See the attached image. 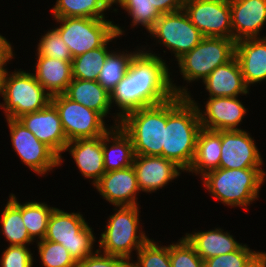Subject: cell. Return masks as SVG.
Masks as SVG:
<instances>
[{"mask_svg": "<svg viewBox=\"0 0 266 267\" xmlns=\"http://www.w3.org/2000/svg\"><path fill=\"white\" fill-rule=\"evenodd\" d=\"M160 54L142 48L134 55L126 76L111 92V104L118 107L112 127L119 126L129 111L161 104L174 95L188 97V87L177 86L170 77V68Z\"/></svg>", "mask_w": 266, "mask_h": 267, "instance_id": "obj_1", "label": "cell"}, {"mask_svg": "<svg viewBox=\"0 0 266 267\" xmlns=\"http://www.w3.org/2000/svg\"><path fill=\"white\" fill-rule=\"evenodd\" d=\"M202 126L195 103L188 97L174 95L167 100L162 156L175 162L184 172L190 168L196 141Z\"/></svg>", "mask_w": 266, "mask_h": 267, "instance_id": "obj_2", "label": "cell"}, {"mask_svg": "<svg viewBox=\"0 0 266 267\" xmlns=\"http://www.w3.org/2000/svg\"><path fill=\"white\" fill-rule=\"evenodd\" d=\"M265 179L264 168H218L203 176L201 182L216 200L232 208L243 207L247 211V206L258 200Z\"/></svg>", "mask_w": 266, "mask_h": 267, "instance_id": "obj_3", "label": "cell"}, {"mask_svg": "<svg viewBox=\"0 0 266 267\" xmlns=\"http://www.w3.org/2000/svg\"><path fill=\"white\" fill-rule=\"evenodd\" d=\"M118 208V209H117ZM105 231L100 235L98 250L104 254L132 261V251L138 250L150 239L141 228L138 206H115ZM140 224V225H139ZM140 226V227H139Z\"/></svg>", "mask_w": 266, "mask_h": 267, "instance_id": "obj_4", "label": "cell"}, {"mask_svg": "<svg viewBox=\"0 0 266 267\" xmlns=\"http://www.w3.org/2000/svg\"><path fill=\"white\" fill-rule=\"evenodd\" d=\"M167 101L124 114L119 126L133 142L135 155L162 156Z\"/></svg>", "mask_w": 266, "mask_h": 267, "instance_id": "obj_5", "label": "cell"}, {"mask_svg": "<svg viewBox=\"0 0 266 267\" xmlns=\"http://www.w3.org/2000/svg\"><path fill=\"white\" fill-rule=\"evenodd\" d=\"M0 95L4 101L0 103V107L6 119H18L25 114L44 109L52 98L33 73L22 69L8 72L1 78Z\"/></svg>", "mask_w": 266, "mask_h": 267, "instance_id": "obj_6", "label": "cell"}, {"mask_svg": "<svg viewBox=\"0 0 266 267\" xmlns=\"http://www.w3.org/2000/svg\"><path fill=\"white\" fill-rule=\"evenodd\" d=\"M81 212H65L55 208L50 215L43 240L60 243L76 263L92 255L96 236Z\"/></svg>", "mask_w": 266, "mask_h": 267, "instance_id": "obj_7", "label": "cell"}, {"mask_svg": "<svg viewBox=\"0 0 266 267\" xmlns=\"http://www.w3.org/2000/svg\"><path fill=\"white\" fill-rule=\"evenodd\" d=\"M236 42L224 37H204L191 51L178 60L179 72L188 83L202 82L218 66L229 62L235 56Z\"/></svg>", "mask_w": 266, "mask_h": 267, "instance_id": "obj_8", "label": "cell"}, {"mask_svg": "<svg viewBox=\"0 0 266 267\" xmlns=\"http://www.w3.org/2000/svg\"><path fill=\"white\" fill-rule=\"evenodd\" d=\"M54 29L68 46L73 58L101 47L115 32V24L109 19L85 17L54 18Z\"/></svg>", "mask_w": 266, "mask_h": 267, "instance_id": "obj_9", "label": "cell"}, {"mask_svg": "<svg viewBox=\"0 0 266 267\" xmlns=\"http://www.w3.org/2000/svg\"><path fill=\"white\" fill-rule=\"evenodd\" d=\"M156 43L163 44L178 60L191 51L204 38L202 33L191 23L185 11L179 10L162 14L149 32Z\"/></svg>", "mask_w": 266, "mask_h": 267, "instance_id": "obj_10", "label": "cell"}, {"mask_svg": "<svg viewBox=\"0 0 266 267\" xmlns=\"http://www.w3.org/2000/svg\"><path fill=\"white\" fill-rule=\"evenodd\" d=\"M51 103L58 110L68 142L103 136L110 129L98 112L70 100L64 94L53 96Z\"/></svg>", "mask_w": 266, "mask_h": 267, "instance_id": "obj_11", "label": "cell"}, {"mask_svg": "<svg viewBox=\"0 0 266 267\" xmlns=\"http://www.w3.org/2000/svg\"><path fill=\"white\" fill-rule=\"evenodd\" d=\"M11 144L21 162L37 175H45L59 167V156L39 141L18 119H6Z\"/></svg>", "mask_w": 266, "mask_h": 267, "instance_id": "obj_12", "label": "cell"}, {"mask_svg": "<svg viewBox=\"0 0 266 267\" xmlns=\"http://www.w3.org/2000/svg\"><path fill=\"white\" fill-rule=\"evenodd\" d=\"M183 10L204 37L233 39L229 0H187Z\"/></svg>", "mask_w": 266, "mask_h": 267, "instance_id": "obj_13", "label": "cell"}, {"mask_svg": "<svg viewBox=\"0 0 266 267\" xmlns=\"http://www.w3.org/2000/svg\"><path fill=\"white\" fill-rule=\"evenodd\" d=\"M247 131L221 130V157L219 168H262L263 159L255 139Z\"/></svg>", "mask_w": 266, "mask_h": 267, "instance_id": "obj_14", "label": "cell"}, {"mask_svg": "<svg viewBox=\"0 0 266 267\" xmlns=\"http://www.w3.org/2000/svg\"><path fill=\"white\" fill-rule=\"evenodd\" d=\"M191 97L188 96L197 107L202 128L216 131L241 130L238 126L247 114L248 108H245L238 97H208L204 102V109Z\"/></svg>", "mask_w": 266, "mask_h": 267, "instance_id": "obj_15", "label": "cell"}, {"mask_svg": "<svg viewBox=\"0 0 266 267\" xmlns=\"http://www.w3.org/2000/svg\"><path fill=\"white\" fill-rule=\"evenodd\" d=\"M18 120L39 141L45 143L59 156V165L64 163L62 153L68 140L63 131L58 110L52 103L44 109L25 114L18 118Z\"/></svg>", "mask_w": 266, "mask_h": 267, "instance_id": "obj_16", "label": "cell"}, {"mask_svg": "<svg viewBox=\"0 0 266 267\" xmlns=\"http://www.w3.org/2000/svg\"><path fill=\"white\" fill-rule=\"evenodd\" d=\"M132 166L140 191L146 193L163 189L184 172L175 162L163 156L135 155Z\"/></svg>", "mask_w": 266, "mask_h": 267, "instance_id": "obj_17", "label": "cell"}, {"mask_svg": "<svg viewBox=\"0 0 266 267\" xmlns=\"http://www.w3.org/2000/svg\"><path fill=\"white\" fill-rule=\"evenodd\" d=\"M94 187L114 207L139 205L137 195L141 191L133 166L106 172Z\"/></svg>", "mask_w": 266, "mask_h": 267, "instance_id": "obj_18", "label": "cell"}, {"mask_svg": "<svg viewBox=\"0 0 266 267\" xmlns=\"http://www.w3.org/2000/svg\"><path fill=\"white\" fill-rule=\"evenodd\" d=\"M233 40L263 38L266 25V0H229Z\"/></svg>", "mask_w": 266, "mask_h": 267, "instance_id": "obj_19", "label": "cell"}, {"mask_svg": "<svg viewBox=\"0 0 266 267\" xmlns=\"http://www.w3.org/2000/svg\"><path fill=\"white\" fill-rule=\"evenodd\" d=\"M102 137L77 139L67 143L63 151L71 154L85 179L93 180L94 186L106 173L103 159Z\"/></svg>", "mask_w": 266, "mask_h": 267, "instance_id": "obj_20", "label": "cell"}, {"mask_svg": "<svg viewBox=\"0 0 266 267\" xmlns=\"http://www.w3.org/2000/svg\"><path fill=\"white\" fill-rule=\"evenodd\" d=\"M235 56L249 89L251 85L266 81V37L238 40Z\"/></svg>", "mask_w": 266, "mask_h": 267, "instance_id": "obj_21", "label": "cell"}, {"mask_svg": "<svg viewBox=\"0 0 266 267\" xmlns=\"http://www.w3.org/2000/svg\"><path fill=\"white\" fill-rule=\"evenodd\" d=\"M209 97H238L249 94L238 59L234 56L229 62L215 68L203 81Z\"/></svg>", "mask_w": 266, "mask_h": 267, "instance_id": "obj_22", "label": "cell"}, {"mask_svg": "<svg viewBox=\"0 0 266 267\" xmlns=\"http://www.w3.org/2000/svg\"><path fill=\"white\" fill-rule=\"evenodd\" d=\"M105 172L133 165V142L120 126L112 127L102 137Z\"/></svg>", "mask_w": 266, "mask_h": 267, "instance_id": "obj_23", "label": "cell"}, {"mask_svg": "<svg viewBox=\"0 0 266 267\" xmlns=\"http://www.w3.org/2000/svg\"><path fill=\"white\" fill-rule=\"evenodd\" d=\"M34 76L53 97L64 94L72 81V62L36 55Z\"/></svg>", "mask_w": 266, "mask_h": 267, "instance_id": "obj_24", "label": "cell"}, {"mask_svg": "<svg viewBox=\"0 0 266 267\" xmlns=\"http://www.w3.org/2000/svg\"><path fill=\"white\" fill-rule=\"evenodd\" d=\"M222 228L210 229L184 234L188 242L195 248L203 261L236 251L242 243L237 242L233 235Z\"/></svg>", "mask_w": 266, "mask_h": 267, "instance_id": "obj_25", "label": "cell"}, {"mask_svg": "<svg viewBox=\"0 0 266 267\" xmlns=\"http://www.w3.org/2000/svg\"><path fill=\"white\" fill-rule=\"evenodd\" d=\"M64 95L98 112L104 119L112 109L111 94L98 82L73 78Z\"/></svg>", "mask_w": 266, "mask_h": 267, "instance_id": "obj_26", "label": "cell"}, {"mask_svg": "<svg viewBox=\"0 0 266 267\" xmlns=\"http://www.w3.org/2000/svg\"><path fill=\"white\" fill-rule=\"evenodd\" d=\"M221 157V131L201 128L197 141L194 159L186 171L197 176H205L208 172L216 170L220 165Z\"/></svg>", "mask_w": 266, "mask_h": 267, "instance_id": "obj_27", "label": "cell"}, {"mask_svg": "<svg viewBox=\"0 0 266 267\" xmlns=\"http://www.w3.org/2000/svg\"><path fill=\"white\" fill-rule=\"evenodd\" d=\"M15 194H9V199L1 211V234L9 245L29 246L35 242L29 235L22 220V204Z\"/></svg>", "mask_w": 266, "mask_h": 267, "instance_id": "obj_28", "label": "cell"}, {"mask_svg": "<svg viewBox=\"0 0 266 267\" xmlns=\"http://www.w3.org/2000/svg\"><path fill=\"white\" fill-rule=\"evenodd\" d=\"M116 32L101 46L72 59V77L81 80L97 81L106 57L111 52L107 45L115 38H120L125 31L115 25Z\"/></svg>", "mask_w": 266, "mask_h": 267, "instance_id": "obj_29", "label": "cell"}, {"mask_svg": "<svg viewBox=\"0 0 266 267\" xmlns=\"http://www.w3.org/2000/svg\"><path fill=\"white\" fill-rule=\"evenodd\" d=\"M113 0H56L53 18L85 17L105 19L104 12L112 8Z\"/></svg>", "mask_w": 266, "mask_h": 267, "instance_id": "obj_30", "label": "cell"}, {"mask_svg": "<svg viewBox=\"0 0 266 267\" xmlns=\"http://www.w3.org/2000/svg\"><path fill=\"white\" fill-rule=\"evenodd\" d=\"M139 50L140 48L135 50V52L131 51L130 53L127 50H111L106 57L97 81L110 94L118 85V83L126 76L131 59Z\"/></svg>", "mask_w": 266, "mask_h": 267, "instance_id": "obj_31", "label": "cell"}, {"mask_svg": "<svg viewBox=\"0 0 266 267\" xmlns=\"http://www.w3.org/2000/svg\"><path fill=\"white\" fill-rule=\"evenodd\" d=\"M55 208L56 207H50V205H47L45 202H37L34 200L22 203V220L33 240L40 241L45 238L48 221Z\"/></svg>", "mask_w": 266, "mask_h": 267, "instance_id": "obj_32", "label": "cell"}, {"mask_svg": "<svg viewBox=\"0 0 266 267\" xmlns=\"http://www.w3.org/2000/svg\"><path fill=\"white\" fill-rule=\"evenodd\" d=\"M113 4H118V7H122L128 16L132 17L131 27L135 28L141 24L140 26L144 27L148 33L162 15L153 6L152 0H113Z\"/></svg>", "mask_w": 266, "mask_h": 267, "instance_id": "obj_33", "label": "cell"}, {"mask_svg": "<svg viewBox=\"0 0 266 267\" xmlns=\"http://www.w3.org/2000/svg\"><path fill=\"white\" fill-rule=\"evenodd\" d=\"M137 262L132 260L130 267H171L170 245L161 246L149 239L136 253Z\"/></svg>", "mask_w": 266, "mask_h": 267, "instance_id": "obj_34", "label": "cell"}, {"mask_svg": "<svg viewBox=\"0 0 266 267\" xmlns=\"http://www.w3.org/2000/svg\"><path fill=\"white\" fill-rule=\"evenodd\" d=\"M36 242L43 267H77L68 250L60 243L49 240Z\"/></svg>", "mask_w": 266, "mask_h": 267, "instance_id": "obj_35", "label": "cell"}, {"mask_svg": "<svg viewBox=\"0 0 266 267\" xmlns=\"http://www.w3.org/2000/svg\"><path fill=\"white\" fill-rule=\"evenodd\" d=\"M44 34L38 42L35 55L72 62L73 57L59 33L53 28Z\"/></svg>", "mask_w": 266, "mask_h": 267, "instance_id": "obj_36", "label": "cell"}, {"mask_svg": "<svg viewBox=\"0 0 266 267\" xmlns=\"http://www.w3.org/2000/svg\"><path fill=\"white\" fill-rule=\"evenodd\" d=\"M170 262L171 267H205L204 261L184 236L170 244Z\"/></svg>", "mask_w": 266, "mask_h": 267, "instance_id": "obj_37", "label": "cell"}, {"mask_svg": "<svg viewBox=\"0 0 266 267\" xmlns=\"http://www.w3.org/2000/svg\"><path fill=\"white\" fill-rule=\"evenodd\" d=\"M246 244H242L236 251L215 256L204 261L205 267H244L257 253Z\"/></svg>", "mask_w": 266, "mask_h": 267, "instance_id": "obj_38", "label": "cell"}, {"mask_svg": "<svg viewBox=\"0 0 266 267\" xmlns=\"http://www.w3.org/2000/svg\"><path fill=\"white\" fill-rule=\"evenodd\" d=\"M28 247L8 245L1 255V267H33L34 257Z\"/></svg>", "mask_w": 266, "mask_h": 267, "instance_id": "obj_39", "label": "cell"}, {"mask_svg": "<svg viewBox=\"0 0 266 267\" xmlns=\"http://www.w3.org/2000/svg\"><path fill=\"white\" fill-rule=\"evenodd\" d=\"M77 267H130V261L122 257L104 254L96 249L92 255L77 263Z\"/></svg>", "mask_w": 266, "mask_h": 267, "instance_id": "obj_40", "label": "cell"}, {"mask_svg": "<svg viewBox=\"0 0 266 267\" xmlns=\"http://www.w3.org/2000/svg\"><path fill=\"white\" fill-rule=\"evenodd\" d=\"M10 42L0 34V78L4 77L8 70L7 63L14 58L15 52Z\"/></svg>", "mask_w": 266, "mask_h": 267, "instance_id": "obj_41", "label": "cell"}, {"mask_svg": "<svg viewBox=\"0 0 266 267\" xmlns=\"http://www.w3.org/2000/svg\"><path fill=\"white\" fill-rule=\"evenodd\" d=\"M187 0H152L153 6L161 14L182 10Z\"/></svg>", "mask_w": 266, "mask_h": 267, "instance_id": "obj_42", "label": "cell"}, {"mask_svg": "<svg viewBox=\"0 0 266 267\" xmlns=\"http://www.w3.org/2000/svg\"><path fill=\"white\" fill-rule=\"evenodd\" d=\"M244 267H266V252L258 251Z\"/></svg>", "mask_w": 266, "mask_h": 267, "instance_id": "obj_43", "label": "cell"}]
</instances>
